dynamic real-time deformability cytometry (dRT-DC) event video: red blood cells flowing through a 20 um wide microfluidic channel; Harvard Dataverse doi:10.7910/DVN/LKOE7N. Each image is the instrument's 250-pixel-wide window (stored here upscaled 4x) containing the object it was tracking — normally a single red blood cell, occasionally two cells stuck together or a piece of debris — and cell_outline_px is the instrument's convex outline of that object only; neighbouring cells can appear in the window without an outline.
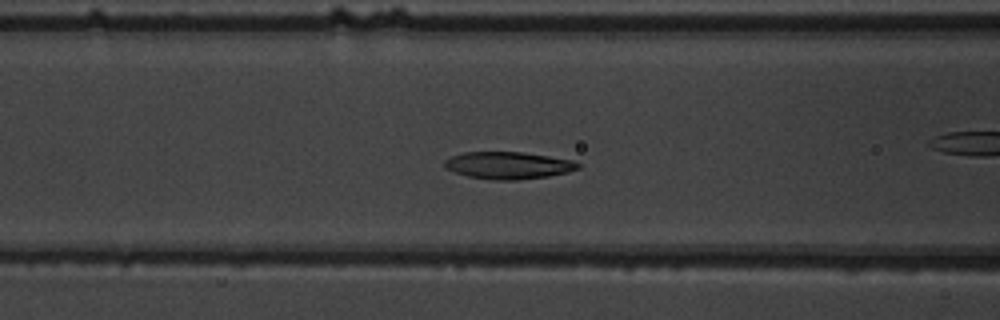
{"species": "common noctule bat (a hibernating species)", "species_latin": "Nyctalus noctula", "temperature_condition": "warm", "stored_images_in_passage": 47, "camera_frame_rate_fps": 3000, "um_per_image_px": 0.085, "animal": {"sex": "male", "body_mass_g": 19.5, "forearm_length_mm": 54.6}, "frame": {"image": 1, "passage_image": 14, "time_ms": 4.333, "image_size_px": [1000, 320], "cell_outline_px": [[580, 168], [568, 172], [548, 176], [516, 180], [492, 180], [468, 176], [444, 168], [444, 160], [452, 156], [464, 152], [520, 152], [548, 156], [572, 160], [580, 164]], "centroid_in_image_um": [43.19, 14.06], "position_along_channel_um": 123.4, "area_um2": 21.04}}
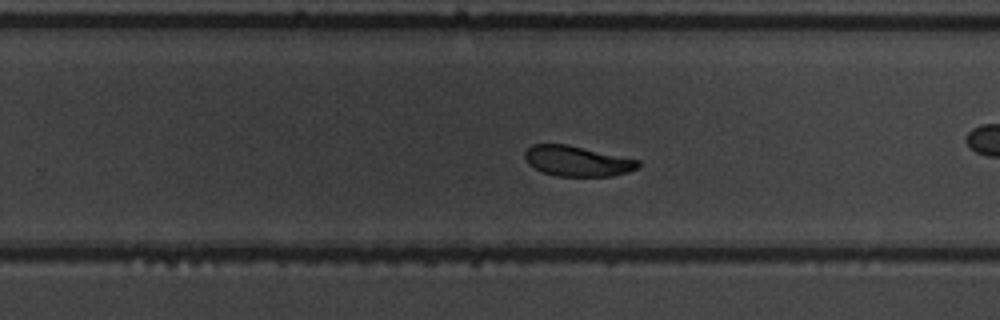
{"frame": {"image": 2, "passage_image": 27, "time_ms": 8.667, "image_size_px": [1000, 320], "cell_outline_px": [[640, 164], [636, 168], [628, 172], [612, 176], [556, 176], [544, 172], [528, 164], [524, 160], [524, 152], [532, 144], [568, 144], [640, 160]], "centroid_in_image_um": [49.05, 13.68], "position_along_channel_um": 280.8, "area_um2": 20.06}}
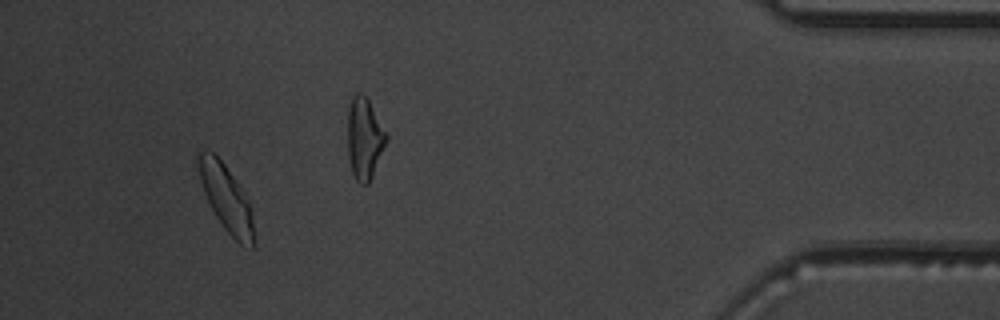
{"frame": {"image": 3, "passage_image": 43, "time_ms": 14.0, "image_size_px": [1000, 320], "cell_outline_px": [[256, 236], [252, 248], [240, 244], [224, 228], [216, 216], [204, 192], [200, 180], [196, 160], [196, 152], [212, 152], [224, 164], [244, 192], [248, 200], [252, 212]], "centroid_in_image_um": [19.25, 16.87], "position_along_channel_um": 416.0, "area_um2": 21.33}, "authors_computed_cell_mechanics": {"area_um2": 21.5016, "velocity_mm_per_s": 3.6358, "shape_relaxation_time_tau1_ms": 2.4604, "shape_relaxation_time_tau2_ms": 3.2642, "deformation_change_tau1": 0.1397, "deformation_change_tau2": 0.0722}}